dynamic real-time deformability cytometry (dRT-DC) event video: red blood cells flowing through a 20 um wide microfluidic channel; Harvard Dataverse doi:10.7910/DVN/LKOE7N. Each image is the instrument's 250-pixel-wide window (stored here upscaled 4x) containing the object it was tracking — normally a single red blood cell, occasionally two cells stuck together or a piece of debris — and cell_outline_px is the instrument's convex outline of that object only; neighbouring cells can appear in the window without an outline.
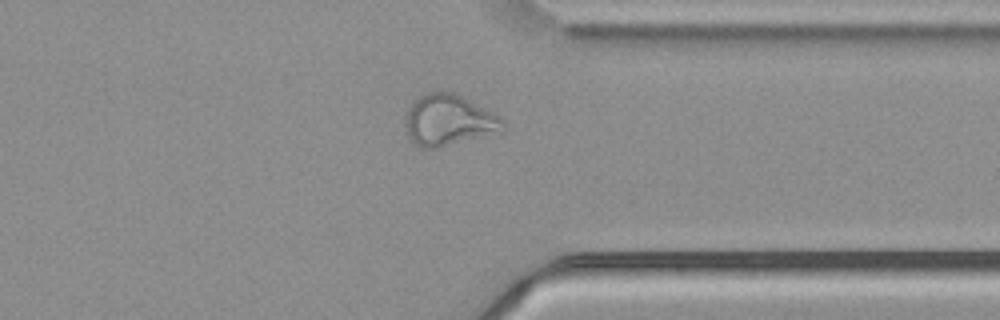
{"species": "common noctule bat (a hibernating species)", "species_latin": "Nyctalus noctula", "temperature_condition": "cold", "stored_images_in_passage": 52, "camera_frame_rate_fps": 3000, "um_per_image_px": 0.085, "animal": {"sex": "male", "body_mass_g": 21.5, "forearm_length_mm": 52.0}, "frame": {"image": 1, "passage_image": 40, "time_ms": 13.0, "image_size_px": [1000, 320], "cell_outline_px": [[504, 132], [436, 148], [420, 148], [412, 144], [408, 136], [404, 124], [408, 108], [412, 100], [428, 92], [456, 92], [464, 96], [500, 116], [504, 120]], "centroid_in_image_um": [38.14, 10.23], "position_along_channel_um": 373.3, "area_um2": 29.65}}
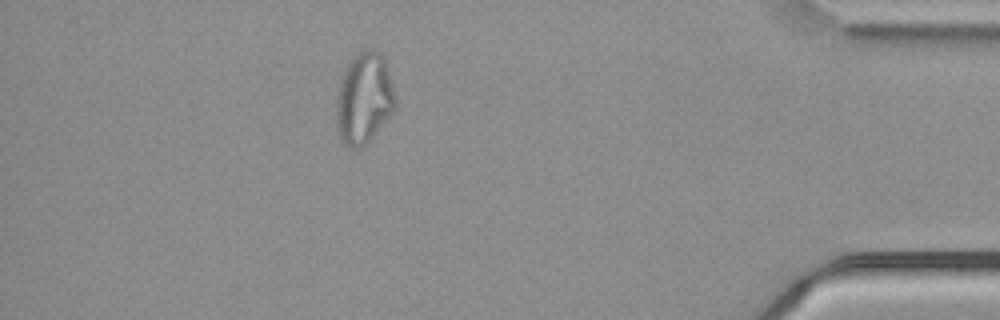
{"frame": {"image": 2, "passage_image": 46, "time_ms": 15.0, "image_size_px": [1000, 320], "cell_outline_px": [[396, 112], [360, 148], [348, 148], [340, 140], [336, 128], [336, 96], [344, 72], [352, 56], [364, 48], [376, 48], [384, 56], [392, 84], [396, 100]], "centroid_in_image_um": [30.95, 8.35], "position_along_channel_um": 404.2, "area_um2": 31.91}}